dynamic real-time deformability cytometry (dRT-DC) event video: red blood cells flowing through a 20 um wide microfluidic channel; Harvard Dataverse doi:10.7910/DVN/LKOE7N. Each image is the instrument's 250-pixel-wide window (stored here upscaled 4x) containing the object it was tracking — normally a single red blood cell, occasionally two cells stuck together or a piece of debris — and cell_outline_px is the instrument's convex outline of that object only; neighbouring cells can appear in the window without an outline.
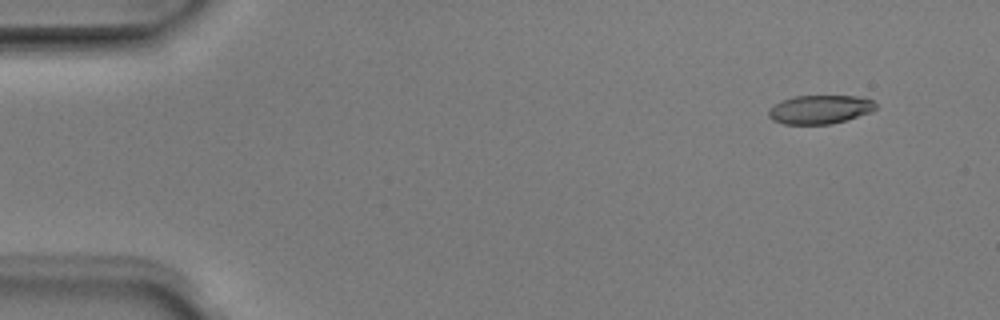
{"species": "Egyptian fruit bat (a non-hibernating species)", "species_latin": "Rousettus aegyptiacus", "temperature_condition": "room temperature", "stored_images_in_passage": 5, "camera_frame_rate_fps": 3000, "um_per_image_px": 0.085, "animal": {"sex": "male"}, "frame": {"image": 1, "passage_image": 2, "time_ms": 0.333, "image_size_px": [1000, 320], "cell_outline_px": [[876, 108], [872, 112], [832, 124], [784, 124], [772, 120], [768, 116], [768, 112], [780, 100], [792, 96], [856, 96], [872, 100], [876, 104]], "centroid_in_image_um": [69.69, 9.3], "position_along_channel_um": 15.3, "area_um2": 17.92}}
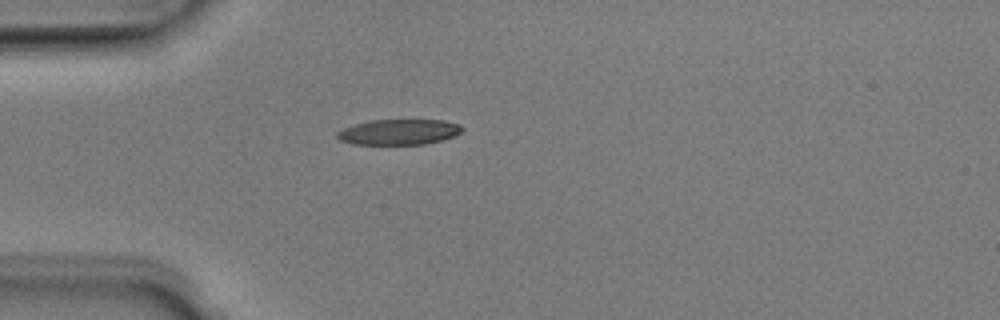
{"frame": {"image": 2, "passage_image": 5, "time_ms": 1.333, "image_size_px": [1000, 320], "cell_outline_px": [[464, 128], [460, 132], [452, 136], [440, 140], [424, 144], [352, 144], [340, 140], [336, 136], [336, 132], [344, 128], [368, 120], [444, 120], [460, 124]], "centroid_in_image_um": [33.89, 11.21], "position_along_channel_um": 51.1, "area_um2": 18.44}}